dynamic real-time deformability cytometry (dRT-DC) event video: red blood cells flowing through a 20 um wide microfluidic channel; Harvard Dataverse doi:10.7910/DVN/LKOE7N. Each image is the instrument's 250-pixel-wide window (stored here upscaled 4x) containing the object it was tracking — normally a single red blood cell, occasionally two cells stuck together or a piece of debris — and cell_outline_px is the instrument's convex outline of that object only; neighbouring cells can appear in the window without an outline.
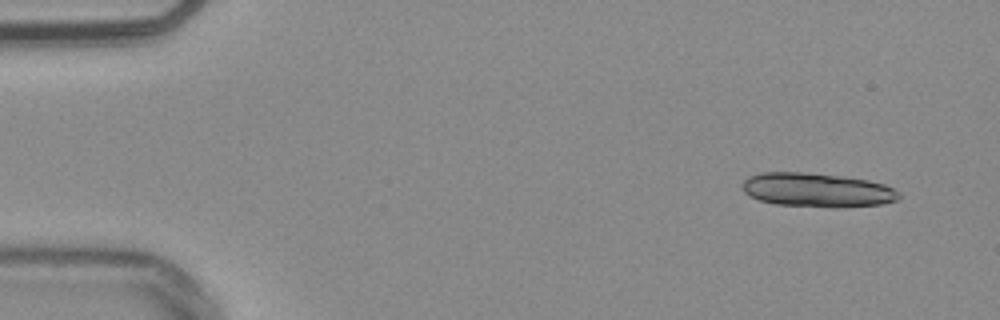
{"species": "common noctule bat (a hibernating species)", "species_latin": "Nyctalus noctula", "temperature_condition": "warm", "stored_images_in_passage": 17, "camera_frame_rate_fps": 3000, "um_per_image_px": 0.085, "animal": {"sex": "male", "body_mass_g": 20.4}, "frame": {"image": 1, "passage_image": 1, "time_ms": 0.0, "image_size_px": [1000, 320], "cell_outline_px": [[900, 196], [896, 200], [884, 204], [840, 208], [832, 208], [776, 204], [760, 200], [744, 192], [740, 184], [748, 176], [760, 172], [804, 172], [840, 176], [868, 180], [884, 184], [900, 192]], "centroid_in_image_um": [69.45, 16.16], "position_along_channel_um": 15.6, "area_um2": 31.33}}